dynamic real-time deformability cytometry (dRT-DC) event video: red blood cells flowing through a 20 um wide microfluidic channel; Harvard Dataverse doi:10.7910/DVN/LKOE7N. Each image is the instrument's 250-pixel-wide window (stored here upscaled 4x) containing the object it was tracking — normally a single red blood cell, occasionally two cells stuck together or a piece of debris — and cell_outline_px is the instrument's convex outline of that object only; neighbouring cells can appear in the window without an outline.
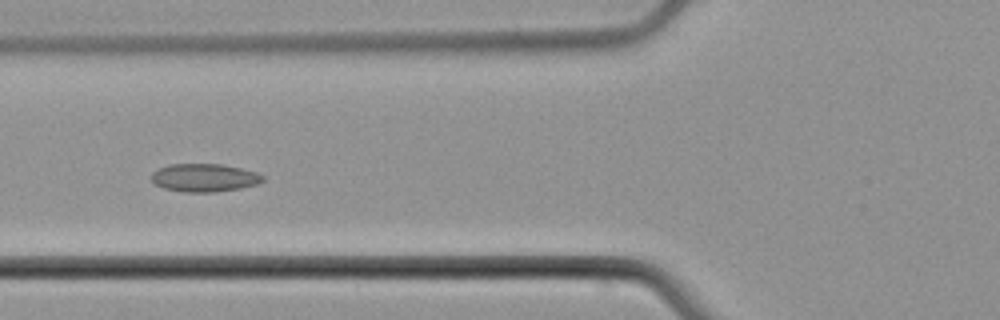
{"species": "common noctule bat (a hibernating species)", "species_latin": "Nyctalus noctula", "temperature_condition": "cold", "stored_images_in_passage": 6, "camera_frame_rate_fps": 3000, "um_per_image_px": 0.085, "animal": {"sex": "male", "body_mass_g": 21.5, "forearm_length_mm": 52.0}, "frame": {"image": 1, "passage_image": 5, "time_ms": 5.667, "image_size_px": [1000, 320], "cell_outline_px": [[264, 180], [256, 184], [240, 188], [212, 192], [184, 192], [164, 188], [152, 184], [152, 172], [168, 164], [224, 164], [256, 172], [264, 176]], "centroid_in_image_um": [17.34, 15.1], "position_along_channel_um": 108.5, "area_um2": 18.21}}
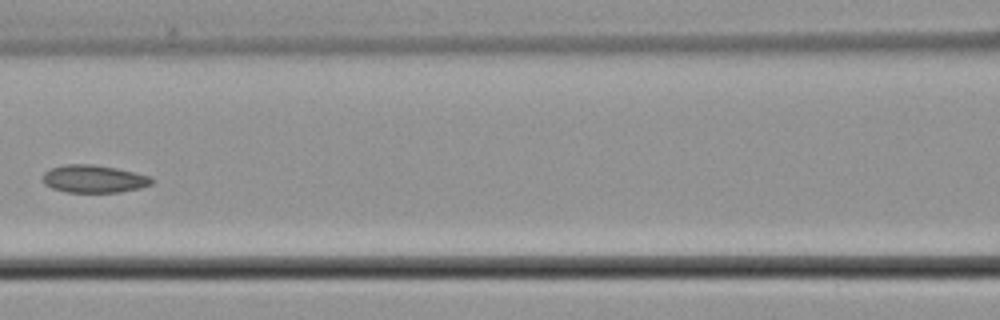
{"frame": {"image": 2, "passage_image": 6, "time_ms": 7.0, "image_size_px": [1000, 320], "cell_outline_px": [[156, 180], [152, 184], [140, 188], [120, 192], [68, 192], [52, 188], [44, 184], [44, 172], [52, 168], [64, 164], [92, 164], [116, 168], [152, 176]], "centroid_in_image_um": [8.03, 15.2], "position_along_channel_um": 158.6, "area_um2": 17.63}}